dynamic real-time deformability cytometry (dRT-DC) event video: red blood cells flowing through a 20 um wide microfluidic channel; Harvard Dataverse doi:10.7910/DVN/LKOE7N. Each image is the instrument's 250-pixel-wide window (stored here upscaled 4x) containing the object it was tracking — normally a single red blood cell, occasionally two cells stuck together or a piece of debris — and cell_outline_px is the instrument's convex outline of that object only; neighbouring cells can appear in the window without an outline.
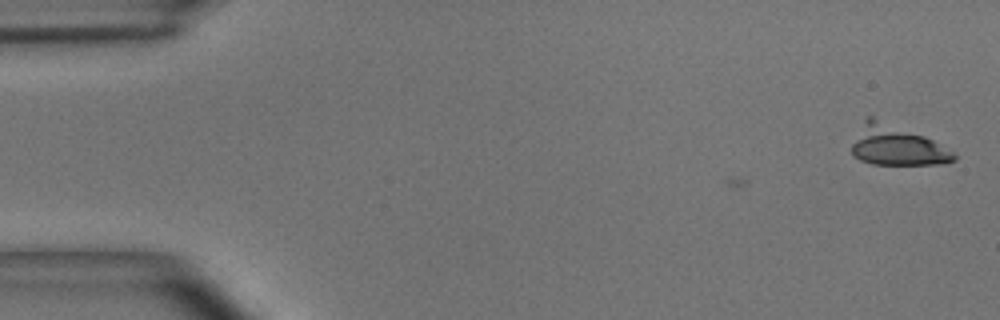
{"species": "common noctule bat (a hibernating species)", "species_latin": "Nyctalus noctula", "temperature_condition": "room temperature", "stored_images_in_passage": 2, "camera_frame_rate_fps": 3000, "um_per_image_px": 0.085, "animal": {"sex": "male", "body_mass_g": 15.6}, "frame": {"image": 1, "passage_image": 2, "time_ms": 0.333, "image_size_px": [1000, 320], "cell_outline_px": [[956, 160], [940, 164], [872, 164], [860, 160], [852, 156], [852, 144], [864, 120], [868, 116], [872, 116], [924, 136], [932, 140], [952, 152], [956, 156]], "centroid_in_image_um": [76.18, 12.37], "position_along_channel_um": 8.8, "area_um2": 23.41}}